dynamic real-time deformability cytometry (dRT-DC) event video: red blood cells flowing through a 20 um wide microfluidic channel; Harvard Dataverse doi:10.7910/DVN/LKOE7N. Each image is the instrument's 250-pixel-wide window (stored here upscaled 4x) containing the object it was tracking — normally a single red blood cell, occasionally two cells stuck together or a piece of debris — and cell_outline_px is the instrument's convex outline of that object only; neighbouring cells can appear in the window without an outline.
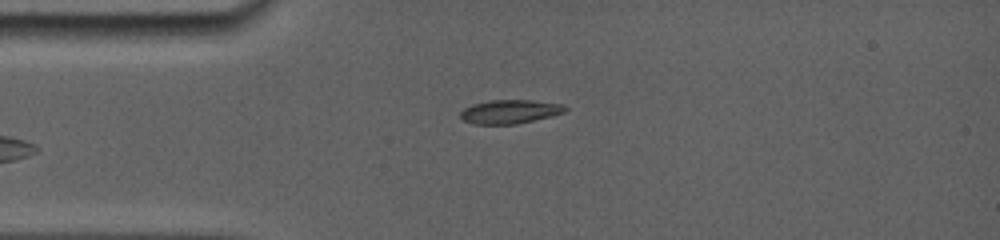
{"species": "common noctule bat (a hibernating species)", "species_latin": "Nyctalus noctula", "temperature_condition": "room temperature", "stored_images_in_passage": 5, "camera_frame_rate_fps": 5000, "um_per_image_px": 0.085, "animal": {"sex": "female", "body_mass_g": 19.0, "forearm_length_mm": 56.7}, "frame": {"image": 1, "passage_image": 5, "time_ms": 3.8, "image_size_px": [1000, 240], "cell_outline_px": [[568, 108], [564, 112], [516, 124], [476, 124], [464, 120], [460, 116], [460, 112], [464, 108], [472, 104], [488, 100], [532, 100], [564, 104]], "centroid_in_image_um": [43.32, 9.47], "position_along_channel_um": 41.7, "area_um2": 14.39}}